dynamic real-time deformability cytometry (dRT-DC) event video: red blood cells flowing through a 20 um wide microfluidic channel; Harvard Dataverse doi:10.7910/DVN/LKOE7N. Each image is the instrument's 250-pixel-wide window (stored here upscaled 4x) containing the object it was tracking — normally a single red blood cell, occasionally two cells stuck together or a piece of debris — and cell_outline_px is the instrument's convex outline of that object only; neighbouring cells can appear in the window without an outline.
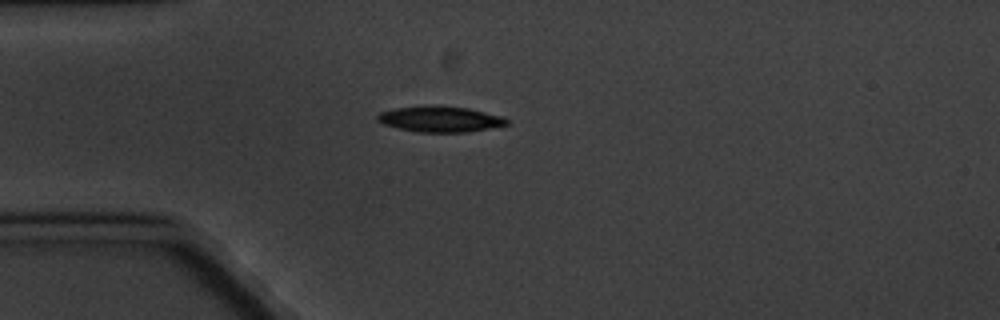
{"species": "common noctule bat (a hibernating species)", "species_latin": "Nyctalus noctula", "temperature_condition": "cold", "stored_images_in_passage": 9, "camera_frame_rate_fps": 3000, "um_per_image_px": 0.085, "animal": {"sex": "male", "body_mass_g": 20.1, "forearm_length_mm": 53.5}, "frame": {"image": 1, "passage_image": 4, "time_ms": 3.667, "image_size_px": [1000, 320], "cell_outline_px": [[508, 124], [488, 128], [464, 132], [416, 132], [384, 124], [376, 120], [376, 116], [380, 112], [396, 108], [468, 108], [504, 116], [508, 120]], "centroid_in_image_um": [37.44, 10.16], "position_along_channel_um": 47.6, "area_um2": 18.44}}